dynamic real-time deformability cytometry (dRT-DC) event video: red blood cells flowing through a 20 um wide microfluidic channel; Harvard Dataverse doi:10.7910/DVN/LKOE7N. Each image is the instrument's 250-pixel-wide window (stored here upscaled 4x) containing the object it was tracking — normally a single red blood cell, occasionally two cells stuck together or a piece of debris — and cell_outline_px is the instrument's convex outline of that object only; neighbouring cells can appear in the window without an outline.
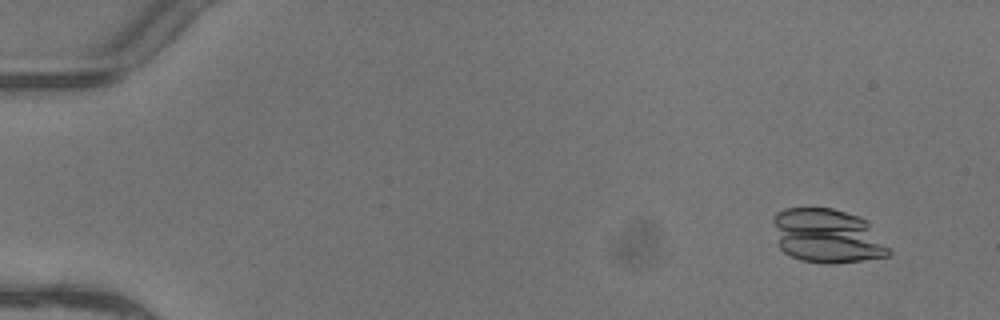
{"species": "common noctule bat (a hibernating species)", "species_latin": "Nyctalus noctula", "temperature_condition": "warm", "stored_images_in_passage": 4, "camera_frame_rate_fps": 3000, "um_per_image_px": 0.085, "animal": {"sex": "female"}, "frame": {"image": 1, "passage_image": 2, "time_ms": 0.333, "image_size_px": [1000, 320], "cell_outline_px": [[892, 252], [888, 256], [836, 264], [828, 264], [800, 260], [784, 252], [780, 248], [772, 220], [776, 212], [784, 208], [832, 208], [860, 216], [868, 224]], "centroid_in_image_um": [70.28, 20.06], "position_along_channel_um": 14.7, "area_um2": 36.24}}
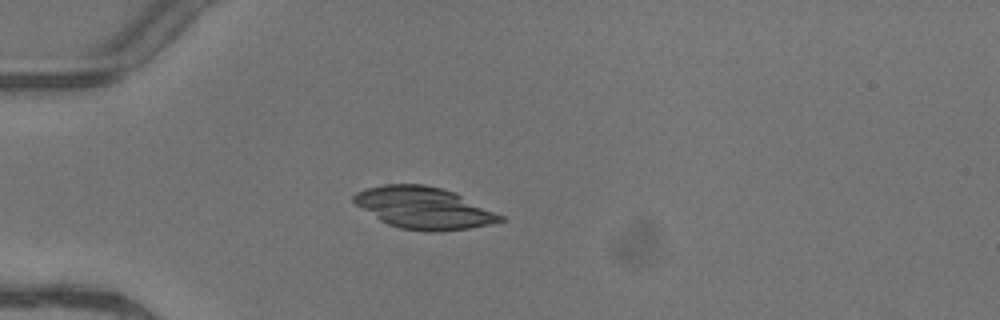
{"frame": {"image": 2, "passage_image": 4, "time_ms": 1.0, "image_size_px": [1000, 320], "cell_outline_px": [[504, 220], [488, 224], [468, 228], [432, 232], [400, 228], [388, 224], [380, 220], [356, 204], [352, 200], [352, 196], [356, 192], [368, 188], [384, 184], [424, 184], [456, 192], [504, 216]], "centroid_in_image_um": [36.02, 17.66], "position_along_channel_um": 49.0, "area_um2": 35.37}}